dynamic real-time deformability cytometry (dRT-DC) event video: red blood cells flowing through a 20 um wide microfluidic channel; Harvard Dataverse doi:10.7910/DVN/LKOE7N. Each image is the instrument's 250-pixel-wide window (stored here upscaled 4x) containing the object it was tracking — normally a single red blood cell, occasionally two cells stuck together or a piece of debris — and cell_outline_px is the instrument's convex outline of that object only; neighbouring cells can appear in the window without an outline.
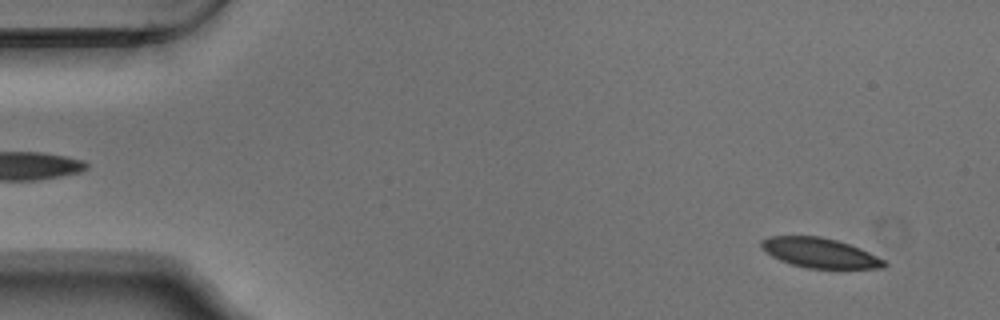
{"species": "Egyptian fruit bat (a non-hibernating species)", "species_latin": "Rousettus aegyptiacus", "temperature_condition": "warm", "stored_images_in_passage": 54, "camera_frame_rate_fps": 3000, "um_per_image_px": 0.085, "animal": {"sex": "male"}, "frame": {"image": 1, "passage_image": 4, "time_ms": 1.0, "image_size_px": [1000, 320], "cell_outline_px": [[888, 264], [884, 268], [808, 268], [792, 264], [780, 260], [772, 256], [760, 244], [760, 240], [768, 236], [820, 236], [836, 240], [860, 248], [884, 260]], "centroid_in_image_um": [69.68, 21.49], "position_along_channel_um": 15.3, "area_um2": 21.04}}
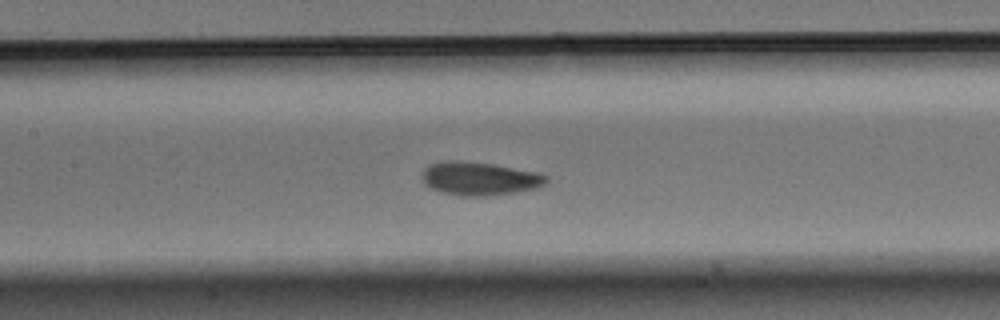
{"frame": {"image": 2, "passage_image": 25, "time_ms": 8.0, "image_size_px": [1000, 320], "cell_outline_px": [[548, 184], [540, 188], [516, 192], [484, 196], [460, 196], [440, 192], [424, 184], [424, 168], [428, 164], [440, 160], [464, 160], [492, 164], [536, 172], [548, 176]], "centroid_in_image_um": [40.78, 15.17], "position_along_channel_um": 166.6, "area_um2": 24.45}}
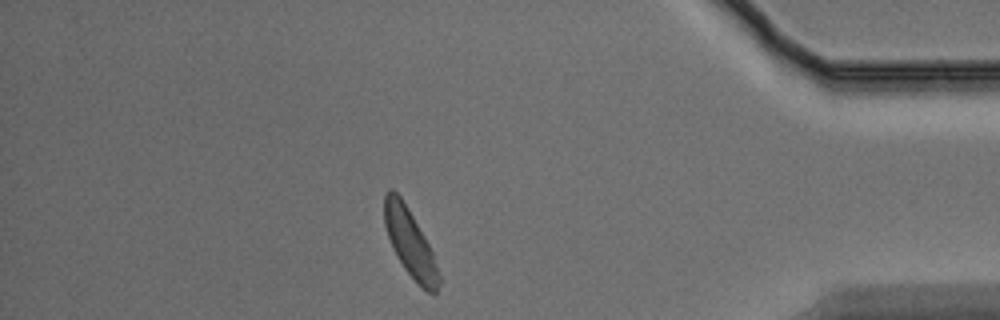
{"frame": {"image": 3, "passage_image": 47, "time_ms": 15.333, "image_size_px": [1000, 320], "cell_outline_px": [[440, 284], [436, 292], [428, 292], [420, 288], [416, 284], [404, 268], [392, 248], [384, 224], [384, 192], [388, 188], [392, 188], [400, 196], [408, 208], [424, 236], [432, 252], [440, 276]], "centroid_in_image_um": [34.83, 20.65], "position_along_channel_um": 400.4, "area_um2": 21.44}, "authors_computed_cell_mechanics": {"area_um2": 22.4264, "velocity_mm_per_s": 3.6995, "shape_relaxation_time_tau1_ms": 1.9395, "shape_relaxation_time_tau2_ms": 3.6321, "deformation_change_tau1": 0.0959, "deformation_change_tau2": 0.081}}